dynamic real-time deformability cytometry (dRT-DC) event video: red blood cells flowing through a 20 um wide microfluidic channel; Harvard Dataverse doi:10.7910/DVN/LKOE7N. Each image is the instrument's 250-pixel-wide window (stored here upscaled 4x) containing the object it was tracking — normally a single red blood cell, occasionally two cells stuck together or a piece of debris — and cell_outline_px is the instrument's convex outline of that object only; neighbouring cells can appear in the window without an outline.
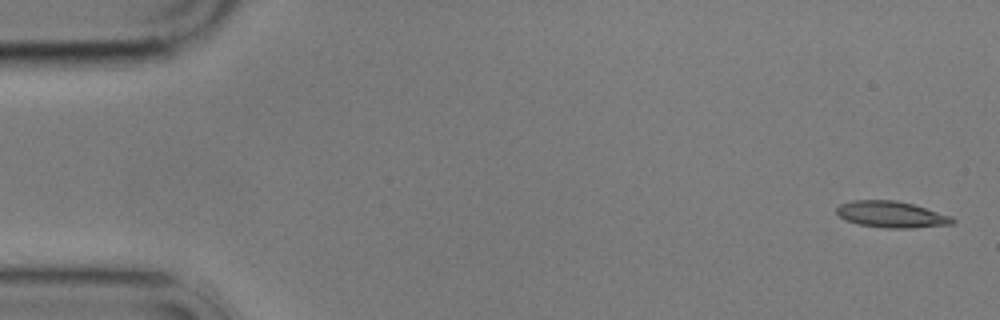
{"species": "common noctule bat (a hibernating species)", "species_latin": "Nyctalus noctula", "temperature_condition": "cold", "stored_images_in_passage": 6, "camera_frame_rate_fps": 3000, "um_per_image_px": 0.085, "animal": {"sex": "male", "body_mass_g": 17.9}, "frame": {"image": 1, "passage_image": 1, "time_ms": 0.0, "image_size_px": [1000, 320], "cell_outline_px": [[956, 224], [912, 228], [884, 228], [860, 224], [844, 220], [836, 212], [836, 208], [840, 204], [852, 200], [896, 200], [912, 204], [952, 216], [956, 220]], "centroid_in_image_um": [75.79, 18.23], "position_along_channel_um": 9.2, "area_um2": 17.92}}